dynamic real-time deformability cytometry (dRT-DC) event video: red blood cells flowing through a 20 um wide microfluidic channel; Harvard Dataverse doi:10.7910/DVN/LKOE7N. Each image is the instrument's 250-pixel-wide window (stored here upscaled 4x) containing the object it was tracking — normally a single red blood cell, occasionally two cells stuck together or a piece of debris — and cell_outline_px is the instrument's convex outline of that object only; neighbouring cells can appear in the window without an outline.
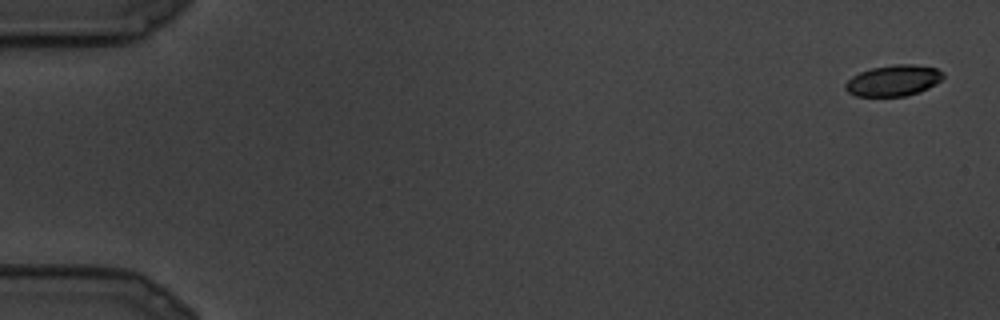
{"species": "common noctule bat (a hibernating species)", "species_latin": "Nyctalus noctula", "temperature_condition": "cold", "stored_images_in_passage": 5, "camera_frame_rate_fps": 3000, "um_per_image_px": 0.085, "animal": {"sex": "male", "body_mass_g": 19.5, "forearm_length_mm": 54.6}, "frame": {"image": 1, "passage_image": 1, "time_ms": 0.0, "image_size_px": [1000, 320], "cell_outline_px": [[944, 76], [936, 84], [920, 92], [904, 96], [856, 96], [848, 92], [844, 88], [844, 84], [852, 76], [860, 72], [872, 68], [896, 64], [912, 64], [936, 68], [944, 72]], "centroid_in_image_um": [75.94, 6.85], "position_along_channel_um": 9.1, "area_um2": 17.69}}